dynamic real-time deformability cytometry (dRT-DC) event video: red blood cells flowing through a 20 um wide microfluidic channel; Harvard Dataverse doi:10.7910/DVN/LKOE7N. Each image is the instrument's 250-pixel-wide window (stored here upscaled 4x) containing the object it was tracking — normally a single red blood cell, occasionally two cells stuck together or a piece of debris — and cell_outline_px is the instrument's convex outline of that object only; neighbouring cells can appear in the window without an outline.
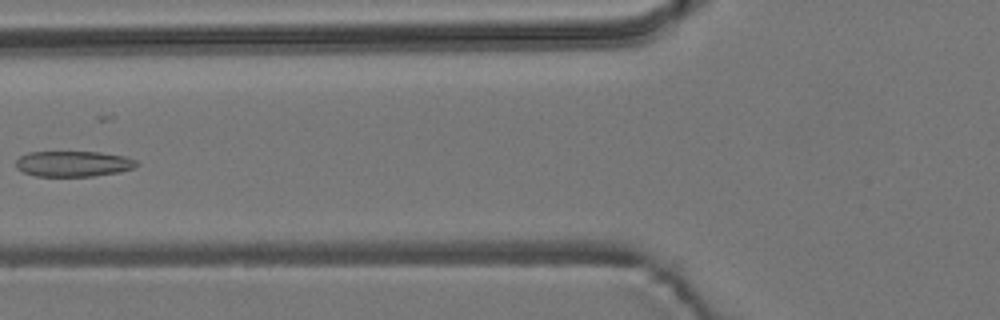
{"species": "common noctule bat (a hibernating species)", "species_latin": "Nyctalus noctula", "temperature_condition": "room temperature", "stored_images_in_passage": 7, "camera_frame_rate_fps": 3000, "um_per_image_px": 0.085, "animal": {"sex": "male", "body_mass_g": 19.2, "forearm_length_mm": 51.8}, "frame": {"image": 1, "passage_image": 7, "time_ms": 7.0, "image_size_px": [1000, 320], "cell_outline_px": [[140, 164], [132, 168], [120, 172], [92, 176], [36, 176], [24, 172], [16, 168], [16, 160], [20, 156], [28, 152], [100, 152], [128, 156], [136, 160]], "centroid_in_image_um": [6.26, 13.91], "position_along_channel_um": 119.5, "area_um2": 18.15}}